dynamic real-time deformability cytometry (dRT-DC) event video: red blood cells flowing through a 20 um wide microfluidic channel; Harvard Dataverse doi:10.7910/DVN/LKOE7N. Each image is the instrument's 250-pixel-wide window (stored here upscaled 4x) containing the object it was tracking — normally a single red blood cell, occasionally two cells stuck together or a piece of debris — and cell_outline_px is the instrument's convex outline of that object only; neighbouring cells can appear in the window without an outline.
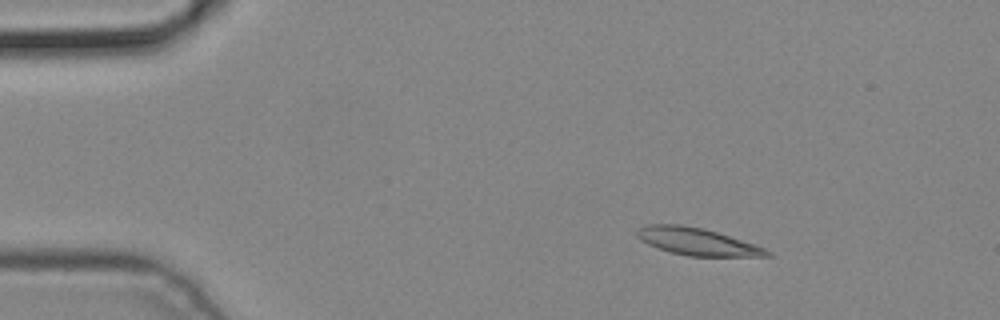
{"species": "common noctule bat (a hibernating species)", "species_latin": "Nyctalus noctula", "temperature_condition": "cold", "stored_images_in_passage": 3, "camera_frame_rate_fps": 3000, "um_per_image_px": 0.085, "animal": {"sex": "male", "body_mass_g": 19.2, "forearm_length_mm": 51.8}, "frame": {"image": 1, "passage_image": 1, "time_ms": 0.0, "image_size_px": [1000, 320], "cell_outline_px": [[772, 256], [688, 256], [672, 252], [648, 244], [640, 240], [636, 236], [636, 232], [644, 224], [680, 224], [704, 228], [764, 248], [772, 252]], "centroid_in_image_um": [59.21, 20.52], "position_along_channel_um": 25.8, "area_um2": 20.35}}